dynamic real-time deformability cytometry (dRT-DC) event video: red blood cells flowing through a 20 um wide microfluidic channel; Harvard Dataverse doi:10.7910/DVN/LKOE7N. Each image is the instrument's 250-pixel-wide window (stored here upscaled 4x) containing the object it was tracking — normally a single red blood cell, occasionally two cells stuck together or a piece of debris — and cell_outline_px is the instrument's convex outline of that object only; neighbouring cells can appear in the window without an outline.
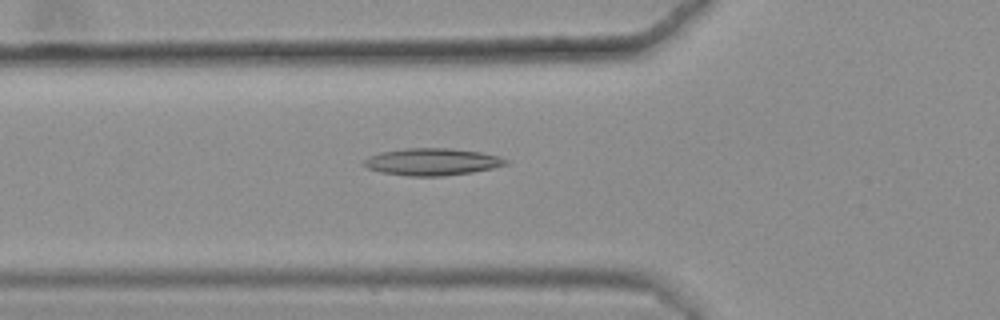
{"species": "common noctule bat (a hibernating species)", "species_latin": "Nyctalus noctula", "temperature_condition": "warm", "stored_images_in_passage": 40, "camera_frame_rate_fps": 3000, "um_per_image_px": 0.085, "animal": {"sex": "female", "body_mass_g": 25.1}, "frame": {"image": 1, "passage_image": 11, "time_ms": 3.333, "image_size_px": [1000, 320], "cell_outline_px": [[508, 164], [492, 168], [472, 172], [444, 176], [408, 176], [380, 172], [368, 168], [364, 164], [364, 160], [368, 156], [380, 152], [404, 148], [452, 148], [480, 152], [500, 156], [508, 160]], "centroid_in_image_um": [36.73, 13.75], "position_along_channel_um": 89.1, "area_um2": 22.48}}
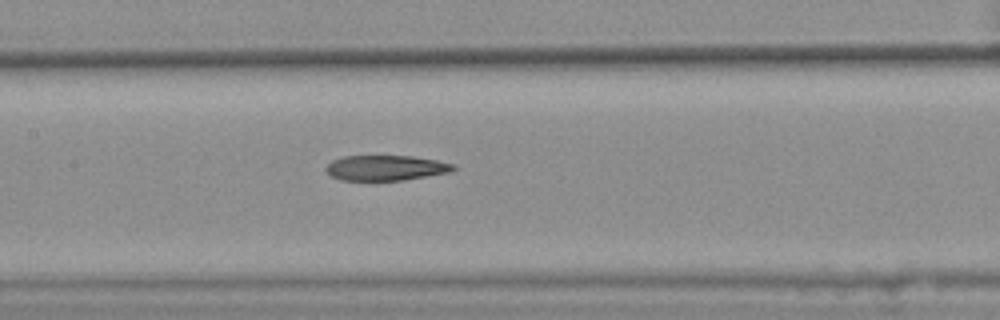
{"frame": {"image": 2, "passage_image": 18, "time_ms": 5.667, "image_size_px": [1000, 320], "cell_outline_px": [[456, 168], [448, 172], [404, 180], [340, 180], [332, 176], [324, 168], [332, 160], [344, 156], [412, 156], [436, 160], [456, 164]], "centroid_in_image_um": [32.78, 14.26], "position_along_channel_um": 174.6, "area_um2": 18.61}}
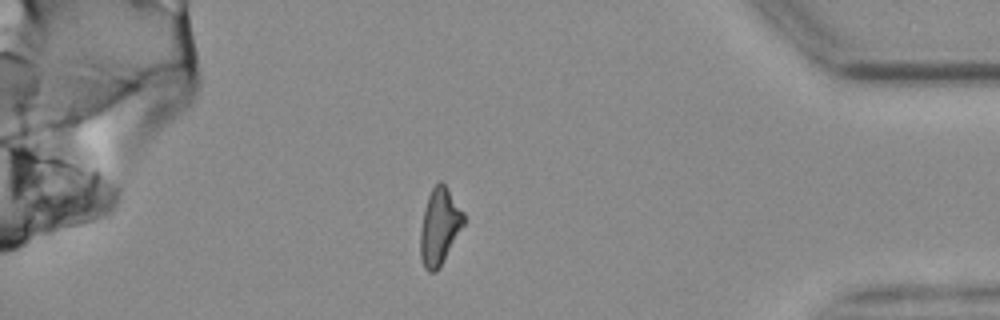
{"frame": {"image": 3, "passage_image": 39, "time_ms": 12.667, "image_size_px": [1000, 320], "cell_outline_px": [[464, 224], [436, 272], [428, 272], [424, 268], [420, 256], [420, 232], [424, 208], [428, 196], [432, 188], [440, 180], [444, 184], [464, 212]], "centroid_in_image_um": [37.33, 19.25], "position_along_channel_um": 397.9, "area_um2": 19.02}, "authors_computed_cell_mechanics": {"area_um2": 19.9699, "velocity_mm_per_s": 3.6498, "shape_relaxation_time_tau1_ms": null, "shape_relaxation_time_tau2_ms": 5.891, "deformation_change_tau1": null, "deformation_change_tau2": 0.1804}}